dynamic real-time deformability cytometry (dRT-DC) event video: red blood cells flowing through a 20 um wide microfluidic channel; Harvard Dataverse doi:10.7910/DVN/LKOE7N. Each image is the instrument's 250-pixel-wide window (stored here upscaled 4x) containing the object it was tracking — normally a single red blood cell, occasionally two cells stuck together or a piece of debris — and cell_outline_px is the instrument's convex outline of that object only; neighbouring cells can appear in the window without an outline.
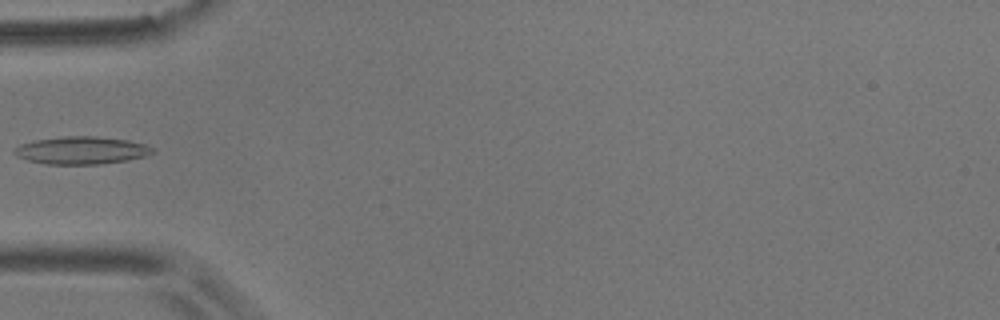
{"species": "common noctule bat (a hibernating species)", "species_latin": "Nyctalus noctula", "temperature_condition": "room temperature", "stored_images_in_passage": 3, "camera_frame_rate_fps": 3000, "um_per_image_px": 0.085, "animal": {"sex": "male", "body_mass_g": 17.9}, "frame": {"image": 1, "passage_image": 3, "time_ms": 2.333, "image_size_px": [1000, 320], "cell_outline_px": [[152, 152], [144, 156], [128, 160], [100, 164], [48, 164], [28, 160], [16, 156], [12, 152], [12, 148], [20, 144], [36, 140], [60, 136], [96, 136], [128, 140], [144, 144], [152, 148]], "centroid_in_image_um": [6.86, 12.77], "position_along_channel_um": 78.1, "area_um2": 22.2}}